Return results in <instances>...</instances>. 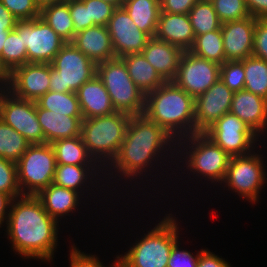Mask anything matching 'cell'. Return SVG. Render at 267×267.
Instances as JSON below:
<instances>
[{
	"label": "cell",
	"mask_w": 267,
	"mask_h": 267,
	"mask_svg": "<svg viewBox=\"0 0 267 267\" xmlns=\"http://www.w3.org/2000/svg\"><path fill=\"white\" fill-rule=\"evenodd\" d=\"M176 145L177 141L171 135L156 123L148 120L144 115L131 116L119 153L106 168L108 173L112 172L108 174L107 171L104 170V174H106L102 180L108 178L106 175H110L106 180H109V183H111V179H116V176L120 178H117V180L124 179L130 182H132L134 178L136 180L140 178L143 180L141 177L143 173L146 174L148 170L152 172L151 168L154 167L153 165L155 163L157 165L160 163L159 165L161 167V163L164 161L165 157L175 159L177 156ZM168 151L170 152L169 154ZM160 160L162 161L158 162ZM113 169L115 171H113ZM114 174L115 176L113 178Z\"/></svg>",
	"instance_id": "obj_1"
},
{
	"label": "cell",
	"mask_w": 267,
	"mask_h": 267,
	"mask_svg": "<svg viewBox=\"0 0 267 267\" xmlns=\"http://www.w3.org/2000/svg\"><path fill=\"white\" fill-rule=\"evenodd\" d=\"M6 225L11 249L20 257L52 262L58 246L59 222L46 212L37 196L14 198Z\"/></svg>",
	"instance_id": "obj_2"
},
{
	"label": "cell",
	"mask_w": 267,
	"mask_h": 267,
	"mask_svg": "<svg viewBox=\"0 0 267 267\" xmlns=\"http://www.w3.org/2000/svg\"><path fill=\"white\" fill-rule=\"evenodd\" d=\"M195 99L173 81L145 95L143 115L176 141L196 133Z\"/></svg>",
	"instance_id": "obj_3"
},
{
	"label": "cell",
	"mask_w": 267,
	"mask_h": 267,
	"mask_svg": "<svg viewBox=\"0 0 267 267\" xmlns=\"http://www.w3.org/2000/svg\"><path fill=\"white\" fill-rule=\"evenodd\" d=\"M130 117L126 113L115 111L110 115L82 120V140L88 153L102 170H106L119 153Z\"/></svg>",
	"instance_id": "obj_4"
},
{
	"label": "cell",
	"mask_w": 267,
	"mask_h": 267,
	"mask_svg": "<svg viewBox=\"0 0 267 267\" xmlns=\"http://www.w3.org/2000/svg\"><path fill=\"white\" fill-rule=\"evenodd\" d=\"M172 215H165L125 255H118V267H167L172 247L180 234L177 219Z\"/></svg>",
	"instance_id": "obj_5"
},
{
	"label": "cell",
	"mask_w": 267,
	"mask_h": 267,
	"mask_svg": "<svg viewBox=\"0 0 267 267\" xmlns=\"http://www.w3.org/2000/svg\"><path fill=\"white\" fill-rule=\"evenodd\" d=\"M176 155H180V157L176 156V158H178L173 162L178 166L185 161L186 165L181 166V169L186 167L188 171L190 170L189 176L192 172L194 177L198 176L201 180L202 178H205L204 180L211 181V183L215 184L220 183V185L225 178L228 164L231 159V156L205 133H195L179 139L177 141ZM178 159L180 163L176 162Z\"/></svg>",
	"instance_id": "obj_6"
},
{
	"label": "cell",
	"mask_w": 267,
	"mask_h": 267,
	"mask_svg": "<svg viewBox=\"0 0 267 267\" xmlns=\"http://www.w3.org/2000/svg\"><path fill=\"white\" fill-rule=\"evenodd\" d=\"M97 76L102 80L115 111L141 116L145 110V94L135 85L120 57L97 64Z\"/></svg>",
	"instance_id": "obj_7"
},
{
	"label": "cell",
	"mask_w": 267,
	"mask_h": 267,
	"mask_svg": "<svg viewBox=\"0 0 267 267\" xmlns=\"http://www.w3.org/2000/svg\"><path fill=\"white\" fill-rule=\"evenodd\" d=\"M50 91L74 92L97 74V65L72 43H66L52 60Z\"/></svg>",
	"instance_id": "obj_8"
},
{
	"label": "cell",
	"mask_w": 267,
	"mask_h": 267,
	"mask_svg": "<svg viewBox=\"0 0 267 267\" xmlns=\"http://www.w3.org/2000/svg\"><path fill=\"white\" fill-rule=\"evenodd\" d=\"M16 164L22 195L37 196L52 184L56 158L50 143L30 144Z\"/></svg>",
	"instance_id": "obj_9"
},
{
	"label": "cell",
	"mask_w": 267,
	"mask_h": 267,
	"mask_svg": "<svg viewBox=\"0 0 267 267\" xmlns=\"http://www.w3.org/2000/svg\"><path fill=\"white\" fill-rule=\"evenodd\" d=\"M254 150L247 155L231 156L223 180V188L228 187L239 197L255 204L258 202L261 189L267 180L265 162L262 155Z\"/></svg>",
	"instance_id": "obj_10"
},
{
	"label": "cell",
	"mask_w": 267,
	"mask_h": 267,
	"mask_svg": "<svg viewBox=\"0 0 267 267\" xmlns=\"http://www.w3.org/2000/svg\"><path fill=\"white\" fill-rule=\"evenodd\" d=\"M0 118L30 144L45 143L37 114L36 101L13 96L4 87L0 88Z\"/></svg>",
	"instance_id": "obj_11"
},
{
	"label": "cell",
	"mask_w": 267,
	"mask_h": 267,
	"mask_svg": "<svg viewBox=\"0 0 267 267\" xmlns=\"http://www.w3.org/2000/svg\"><path fill=\"white\" fill-rule=\"evenodd\" d=\"M26 46L27 63H51L66 42L41 18L17 21Z\"/></svg>",
	"instance_id": "obj_12"
},
{
	"label": "cell",
	"mask_w": 267,
	"mask_h": 267,
	"mask_svg": "<svg viewBox=\"0 0 267 267\" xmlns=\"http://www.w3.org/2000/svg\"><path fill=\"white\" fill-rule=\"evenodd\" d=\"M230 156L253 152L259 136L236 115L228 112L204 132Z\"/></svg>",
	"instance_id": "obj_13"
},
{
	"label": "cell",
	"mask_w": 267,
	"mask_h": 267,
	"mask_svg": "<svg viewBox=\"0 0 267 267\" xmlns=\"http://www.w3.org/2000/svg\"><path fill=\"white\" fill-rule=\"evenodd\" d=\"M219 79V64L184 51L173 82L195 99Z\"/></svg>",
	"instance_id": "obj_14"
},
{
	"label": "cell",
	"mask_w": 267,
	"mask_h": 267,
	"mask_svg": "<svg viewBox=\"0 0 267 267\" xmlns=\"http://www.w3.org/2000/svg\"><path fill=\"white\" fill-rule=\"evenodd\" d=\"M50 71V63H26L11 71L4 88L17 98L36 101L50 91Z\"/></svg>",
	"instance_id": "obj_15"
},
{
	"label": "cell",
	"mask_w": 267,
	"mask_h": 267,
	"mask_svg": "<svg viewBox=\"0 0 267 267\" xmlns=\"http://www.w3.org/2000/svg\"><path fill=\"white\" fill-rule=\"evenodd\" d=\"M115 57L142 53L149 36L139 30L123 7H117L107 24Z\"/></svg>",
	"instance_id": "obj_16"
},
{
	"label": "cell",
	"mask_w": 267,
	"mask_h": 267,
	"mask_svg": "<svg viewBox=\"0 0 267 267\" xmlns=\"http://www.w3.org/2000/svg\"><path fill=\"white\" fill-rule=\"evenodd\" d=\"M234 92L219 79L206 92L195 98L196 133H204L230 111Z\"/></svg>",
	"instance_id": "obj_17"
},
{
	"label": "cell",
	"mask_w": 267,
	"mask_h": 267,
	"mask_svg": "<svg viewBox=\"0 0 267 267\" xmlns=\"http://www.w3.org/2000/svg\"><path fill=\"white\" fill-rule=\"evenodd\" d=\"M256 19L249 16L221 24L226 61L243 60L252 56Z\"/></svg>",
	"instance_id": "obj_18"
},
{
	"label": "cell",
	"mask_w": 267,
	"mask_h": 267,
	"mask_svg": "<svg viewBox=\"0 0 267 267\" xmlns=\"http://www.w3.org/2000/svg\"><path fill=\"white\" fill-rule=\"evenodd\" d=\"M259 137L267 133V99L245 89L234 92L230 111Z\"/></svg>",
	"instance_id": "obj_19"
},
{
	"label": "cell",
	"mask_w": 267,
	"mask_h": 267,
	"mask_svg": "<svg viewBox=\"0 0 267 267\" xmlns=\"http://www.w3.org/2000/svg\"><path fill=\"white\" fill-rule=\"evenodd\" d=\"M183 52L179 47L156 37H150L142 50L143 56L165 82L175 78Z\"/></svg>",
	"instance_id": "obj_20"
},
{
	"label": "cell",
	"mask_w": 267,
	"mask_h": 267,
	"mask_svg": "<svg viewBox=\"0 0 267 267\" xmlns=\"http://www.w3.org/2000/svg\"><path fill=\"white\" fill-rule=\"evenodd\" d=\"M71 43L96 65L115 58L107 26L86 28L77 33Z\"/></svg>",
	"instance_id": "obj_21"
},
{
	"label": "cell",
	"mask_w": 267,
	"mask_h": 267,
	"mask_svg": "<svg viewBox=\"0 0 267 267\" xmlns=\"http://www.w3.org/2000/svg\"><path fill=\"white\" fill-rule=\"evenodd\" d=\"M155 37L189 51L195 41L189 15L160 12Z\"/></svg>",
	"instance_id": "obj_22"
},
{
	"label": "cell",
	"mask_w": 267,
	"mask_h": 267,
	"mask_svg": "<svg viewBox=\"0 0 267 267\" xmlns=\"http://www.w3.org/2000/svg\"><path fill=\"white\" fill-rule=\"evenodd\" d=\"M76 95L83 119L110 115L115 112L111 98L97 74L85 82Z\"/></svg>",
	"instance_id": "obj_23"
},
{
	"label": "cell",
	"mask_w": 267,
	"mask_h": 267,
	"mask_svg": "<svg viewBox=\"0 0 267 267\" xmlns=\"http://www.w3.org/2000/svg\"><path fill=\"white\" fill-rule=\"evenodd\" d=\"M36 114L44 134L45 143L81 135L83 117L66 116L51 110L40 108L36 104Z\"/></svg>",
	"instance_id": "obj_24"
},
{
	"label": "cell",
	"mask_w": 267,
	"mask_h": 267,
	"mask_svg": "<svg viewBox=\"0 0 267 267\" xmlns=\"http://www.w3.org/2000/svg\"><path fill=\"white\" fill-rule=\"evenodd\" d=\"M101 169L102 168L99 165L56 164L54 179L52 183L67 188L69 190L78 192L80 195L83 196L85 191L87 192V190H90L91 185L95 186L93 182H98L97 185L100 184L99 181L100 179H102V174L104 173V170ZM100 171L102 174H100ZM93 179L94 181H92Z\"/></svg>",
	"instance_id": "obj_25"
},
{
	"label": "cell",
	"mask_w": 267,
	"mask_h": 267,
	"mask_svg": "<svg viewBox=\"0 0 267 267\" xmlns=\"http://www.w3.org/2000/svg\"><path fill=\"white\" fill-rule=\"evenodd\" d=\"M37 197L42 202L46 212L57 222H60L59 219L64 215L69 216L71 215L69 213H74L82 202L80 200L84 198L78 192L53 183L43 189Z\"/></svg>",
	"instance_id": "obj_26"
},
{
	"label": "cell",
	"mask_w": 267,
	"mask_h": 267,
	"mask_svg": "<svg viewBox=\"0 0 267 267\" xmlns=\"http://www.w3.org/2000/svg\"><path fill=\"white\" fill-rule=\"evenodd\" d=\"M121 58L131 79L145 95L165 83L142 53L129 54Z\"/></svg>",
	"instance_id": "obj_27"
},
{
	"label": "cell",
	"mask_w": 267,
	"mask_h": 267,
	"mask_svg": "<svg viewBox=\"0 0 267 267\" xmlns=\"http://www.w3.org/2000/svg\"><path fill=\"white\" fill-rule=\"evenodd\" d=\"M122 7L139 30L155 37L161 12L160 0H125Z\"/></svg>",
	"instance_id": "obj_28"
},
{
	"label": "cell",
	"mask_w": 267,
	"mask_h": 267,
	"mask_svg": "<svg viewBox=\"0 0 267 267\" xmlns=\"http://www.w3.org/2000/svg\"><path fill=\"white\" fill-rule=\"evenodd\" d=\"M51 145L55 152L56 164L98 165L88 153L81 135L60 139Z\"/></svg>",
	"instance_id": "obj_29"
},
{
	"label": "cell",
	"mask_w": 267,
	"mask_h": 267,
	"mask_svg": "<svg viewBox=\"0 0 267 267\" xmlns=\"http://www.w3.org/2000/svg\"><path fill=\"white\" fill-rule=\"evenodd\" d=\"M40 17L66 42L74 38V23L69 11V0L41 8Z\"/></svg>",
	"instance_id": "obj_30"
},
{
	"label": "cell",
	"mask_w": 267,
	"mask_h": 267,
	"mask_svg": "<svg viewBox=\"0 0 267 267\" xmlns=\"http://www.w3.org/2000/svg\"><path fill=\"white\" fill-rule=\"evenodd\" d=\"M189 51L198 57L222 65L226 62V59L221 28L196 36L194 44Z\"/></svg>",
	"instance_id": "obj_31"
},
{
	"label": "cell",
	"mask_w": 267,
	"mask_h": 267,
	"mask_svg": "<svg viewBox=\"0 0 267 267\" xmlns=\"http://www.w3.org/2000/svg\"><path fill=\"white\" fill-rule=\"evenodd\" d=\"M244 64V89L267 99V61L256 56L240 60Z\"/></svg>",
	"instance_id": "obj_32"
},
{
	"label": "cell",
	"mask_w": 267,
	"mask_h": 267,
	"mask_svg": "<svg viewBox=\"0 0 267 267\" xmlns=\"http://www.w3.org/2000/svg\"><path fill=\"white\" fill-rule=\"evenodd\" d=\"M36 104L40 108L65 114L66 116L83 117L77 95L74 92L48 91L36 100Z\"/></svg>",
	"instance_id": "obj_33"
},
{
	"label": "cell",
	"mask_w": 267,
	"mask_h": 267,
	"mask_svg": "<svg viewBox=\"0 0 267 267\" xmlns=\"http://www.w3.org/2000/svg\"><path fill=\"white\" fill-rule=\"evenodd\" d=\"M30 143L0 118V157L17 162Z\"/></svg>",
	"instance_id": "obj_34"
},
{
	"label": "cell",
	"mask_w": 267,
	"mask_h": 267,
	"mask_svg": "<svg viewBox=\"0 0 267 267\" xmlns=\"http://www.w3.org/2000/svg\"><path fill=\"white\" fill-rule=\"evenodd\" d=\"M188 15L195 37L221 28V22L212 3L198 1Z\"/></svg>",
	"instance_id": "obj_35"
},
{
	"label": "cell",
	"mask_w": 267,
	"mask_h": 267,
	"mask_svg": "<svg viewBox=\"0 0 267 267\" xmlns=\"http://www.w3.org/2000/svg\"><path fill=\"white\" fill-rule=\"evenodd\" d=\"M4 65L12 71L14 68L27 63L26 46L23 45L22 33L15 28L9 31L1 52Z\"/></svg>",
	"instance_id": "obj_36"
},
{
	"label": "cell",
	"mask_w": 267,
	"mask_h": 267,
	"mask_svg": "<svg viewBox=\"0 0 267 267\" xmlns=\"http://www.w3.org/2000/svg\"><path fill=\"white\" fill-rule=\"evenodd\" d=\"M212 4L221 24L250 16L245 0H214Z\"/></svg>",
	"instance_id": "obj_37"
},
{
	"label": "cell",
	"mask_w": 267,
	"mask_h": 267,
	"mask_svg": "<svg viewBox=\"0 0 267 267\" xmlns=\"http://www.w3.org/2000/svg\"><path fill=\"white\" fill-rule=\"evenodd\" d=\"M220 79L232 92L243 90L245 86L244 64L240 60L224 62L220 65Z\"/></svg>",
	"instance_id": "obj_38"
},
{
	"label": "cell",
	"mask_w": 267,
	"mask_h": 267,
	"mask_svg": "<svg viewBox=\"0 0 267 267\" xmlns=\"http://www.w3.org/2000/svg\"><path fill=\"white\" fill-rule=\"evenodd\" d=\"M0 192L9 194L13 199L22 196L16 162L2 157H0Z\"/></svg>",
	"instance_id": "obj_39"
},
{
	"label": "cell",
	"mask_w": 267,
	"mask_h": 267,
	"mask_svg": "<svg viewBox=\"0 0 267 267\" xmlns=\"http://www.w3.org/2000/svg\"><path fill=\"white\" fill-rule=\"evenodd\" d=\"M18 21L40 17V7L35 0H0Z\"/></svg>",
	"instance_id": "obj_40"
},
{
	"label": "cell",
	"mask_w": 267,
	"mask_h": 267,
	"mask_svg": "<svg viewBox=\"0 0 267 267\" xmlns=\"http://www.w3.org/2000/svg\"><path fill=\"white\" fill-rule=\"evenodd\" d=\"M88 7L89 21L97 26H107L116 6L103 0H81Z\"/></svg>",
	"instance_id": "obj_41"
},
{
	"label": "cell",
	"mask_w": 267,
	"mask_h": 267,
	"mask_svg": "<svg viewBox=\"0 0 267 267\" xmlns=\"http://www.w3.org/2000/svg\"><path fill=\"white\" fill-rule=\"evenodd\" d=\"M69 11L74 23V36L86 28L96 26L89 21L88 7L81 0H69Z\"/></svg>",
	"instance_id": "obj_42"
},
{
	"label": "cell",
	"mask_w": 267,
	"mask_h": 267,
	"mask_svg": "<svg viewBox=\"0 0 267 267\" xmlns=\"http://www.w3.org/2000/svg\"><path fill=\"white\" fill-rule=\"evenodd\" d=\"M179 242L178 240L172 247L167 267H198L201 250L194 256L192 252L180 249Z\"/></svg>",
	"instance_id": "obj_43"
},
{
	"label": "cell",
	"mask_w": 267,
	"mask_h": 267,
	"mask_svg": "<svg viewBox=\"0 0 267 267\" xmlns=\"http://www.w3.org/2000/svg\"><path fill=\"white\" fill-rule=\"evenodd\" d=\"M69 256L70 267H106L103 265V262L99 260V257L81 252V250L74 245L71 246ZM115 258L114 263H112L109 267H118L117 256Z\"/></svg>",
	"instance_id": "obj_44"
},
{
	"label": "cell",
	"mask_w": 267,
	"mask_h": 267,
	"mask_svg": "<svg viewBox=\"0 0 267 267\" xmlns=\"http://www.w3.org/2000/svg\"><path fill=\"white\" fill-rule=\"evenodd\" d=\"M252 55L267 61V18L256 19Z\"/></svg>",
	"instance_id": "obj_45"
},
{
	"label": "cell",
	"mask_w": 267,
	"mask_h": 267,
	"mask_svg": "<svg viewBox=\"0 0 267 267\" xmlns=\"http://www.w3.org/2000/svg\"><path fill=\"white\" fill-rule=\"evenodd\" d=\"M198 0H160L161 12L188 14Z\"/></svg>",
	"instance_id": "obj_46"
},
{
	"label": "cell",
	"mask_w": 267,
	"mask_h": 267,
	"mask_svg": "<svg viewBox=\"0 0 267 267\" xmlns=\"http://www.w3.org/2000/svg\"><path fill=\"white\" fill-rule=\"evenodd\" d=\"M198 267H231V265L207 249H201L198 258Z\"/></svg>",
	"instance_id": "obj_47"
},
{
	"label": "cell",
	"mask_w": 267,
	"mask_h": 267,
	"mask_svg": "<svg viewBox=\"0 0 267 267\" xmlns=\"http://www.w3.org/2000/svg\"><path fill=\"white\" fill-rule=\"evenodd\" d=\"M17 21L13 14L0 2V37L7 36L9 31L15 29Z\"/></svg>",
	"instance_id": "obj_48"
},
{
	"label": "cell",
	"mask_w": 267,
	"mask_h": 267,
	"mask_svg": "<svg viewBox=\"0 0 267 267\" xmlns=\"http://www.w3.org/2000/svg\"><path fill=\"white\" fill-rule=\"evenodd\" d=\"M246 6L250 16L257 19L267 18V0H246Z\"/></svg>",
	"instance_id": "obj_49"
},
{
	"label": "cell",
	"mask_w": 267,
	"mask_h": 267,
	"mask_svg": "<svg viewBox=\"0 0 267 267\" xmlns=\"http://www.w3.org/2000/svg\"><path fill=\"white\" fill-rule=\"evenodd\" d=\"M12 200L13 198L9 194L0 192V228L4 222L7 223Z\"/></svg>",
	"instance_id": "obj_50"
},
{
	"label": "cell",
	"mask_w": 267,
	"mask_h": 267,
	"mask_svg": "<svg viewBox=\"0 0 267 267\" xmlns=\"http://www.w3.org/2000/svg\"><path fill=\"white\" fill-rule=\"evenodd\" d=\"M11 71L4 65L0 54V88L5 87L9 81Z\"/></svg>",
	"instance_id": "obj_51"
},
{
	"label": "cell",
	"mask_w": 267,
	"mask_h": 267,
	"mask_svg": "<svg viewBox=\"0 0 267 267\" xmlns=\"http://www.w3.org/2000/svg\"><path fill=\"white\" fill-rule=\"evenodd\" d=\"M36 4L41 8L44 6L50 5V4H55V3H61L65 0H35Z\"/></svg>",
	"instance_id": "obj_52"
},
{
	"label": "cell",
	"mask_w": 267,
	"mask_h": 267,
	"mask_svg": "<svg viewBox=\"0 0 267 267\" xmlns=\"http://www.w3.org/2000/svg\"><path fill=\"white\" fill-rule=\"evenodd\" d=\"M103 1L109 2L116 7H122V5L125 2V0H103Z\"/></svg>",
	"instance_id": "obj_53"
},
{
	"label": "cell",
	"mask_w": 267,
	"mask_h": 267,
	"mask_svg": "<svg viewBox=\"0 0 267 267\" xmlns=\"http://www.w3.org/2000/svg\"><path fill=\"white\" fill-rule=\"evenodd\" d=\"M6 38H7V36L0 37V54L2 52V49H3L4 42H5Z\"/></svg>",
	"instance_id": "obj_54"
},
{
	"label": "cell",
	"mask_w": 267,
	"mask_h": 267,
	"mask_svg": "<svg viewBox=\"0 0 267 267\" xmlns=\"http://www.w3.org/2000/svg\"><path fill=\"white\" fill-rule=\"evenodd\" d=\"M198 1L212 3L214 0H198Z\"/></svg>",
	"instance_id": "obj_55"
}]
</instances>
